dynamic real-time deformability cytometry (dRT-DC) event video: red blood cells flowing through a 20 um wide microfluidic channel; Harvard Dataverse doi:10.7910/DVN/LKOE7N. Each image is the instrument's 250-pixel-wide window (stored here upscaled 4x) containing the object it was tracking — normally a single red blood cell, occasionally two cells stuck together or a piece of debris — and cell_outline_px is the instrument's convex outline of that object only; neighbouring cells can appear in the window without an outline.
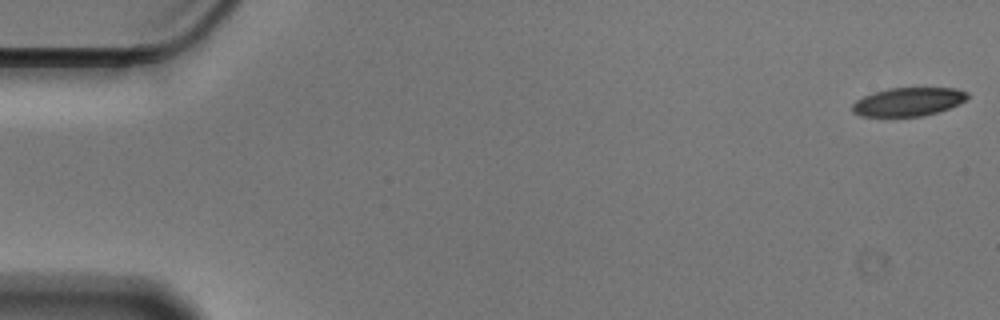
{"species": "Egyptian fruit bat (a non-hibernating species)", "species_latin": "Rousettus aegyptiacus", "temperature_condition": "cold", "stored_images_in_passage": 57, "camera_frame_rate_fps": 3000, "um_per_image_px": 0.085, "animal": {"sex": "male"}, "frame": {"image": 1, "passage_image": 1, "time_ms": 0.0, "image_size_px": [1000, 320], "cell_outline_px": [[968, 96], [960, 104], [924, 116], [860, 116], [852, 112], [852, 104], [856, 100], [872, 92], [888, 88], [956, 88], [968, 92]], "centroid_in_image_um": [77.18, 8.65], "position_along_channel_um": 7.8, "area_um2": 19.13}}
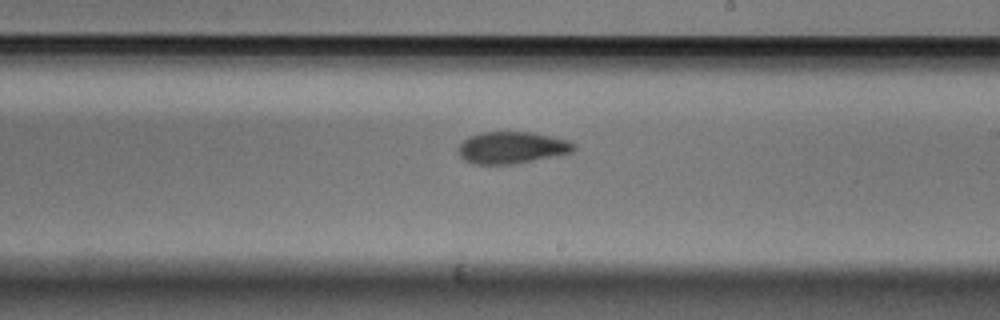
{"frame": {"image": 2, "passage_image": 33, "time_ms": 10.667, "image_size_px": [1000, 320], "cell_outline_px": [[576, 148], [572, 152], [556, 156], [512, 164], [472, 164], [464, 160], [460, 156], [460, 144], [464, 140], [480, 132], [532, 132], [568, 140], [576, 144]], "centroid_in_image_um": [43.54, 12.55], "position_along_channel_um": 245.5, "area_um2": 21.33}}
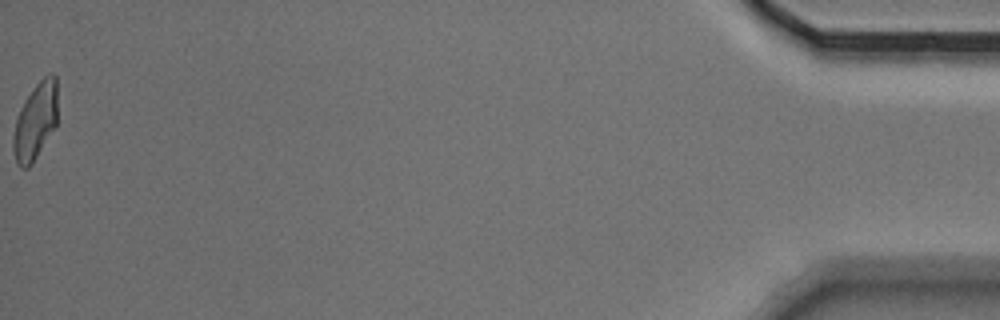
{"frame": {"image": 3, "passage_image": 57, "time_ms": 18.667, "image_size_px": [1000, 320], "cell_outline_px": [[56, 124], [32, 164], [28, 168], [20, 168], [16, 164], [12, 148], [12, 140], [16, 120], [20, 108], [24, 100], [36, 84], [48, 72], [52, 72], [56, 76]], "centroid_in_image_um": [2.98, 10.31], "position_along_channel_um": 432.2, "area_um2": 19.77}, "authors_computed_cell_mechanics": {"area_um2": 21.2704, "velocity_mm_per_s": 3.5464, "shape_relaxation_time_tau1_ms": 5.1909, "shape_relaxation_time_tau2_ms": 3.009, "deformation_change_tau1": 0.1385, "deformation_change_tau2": 0.086}}